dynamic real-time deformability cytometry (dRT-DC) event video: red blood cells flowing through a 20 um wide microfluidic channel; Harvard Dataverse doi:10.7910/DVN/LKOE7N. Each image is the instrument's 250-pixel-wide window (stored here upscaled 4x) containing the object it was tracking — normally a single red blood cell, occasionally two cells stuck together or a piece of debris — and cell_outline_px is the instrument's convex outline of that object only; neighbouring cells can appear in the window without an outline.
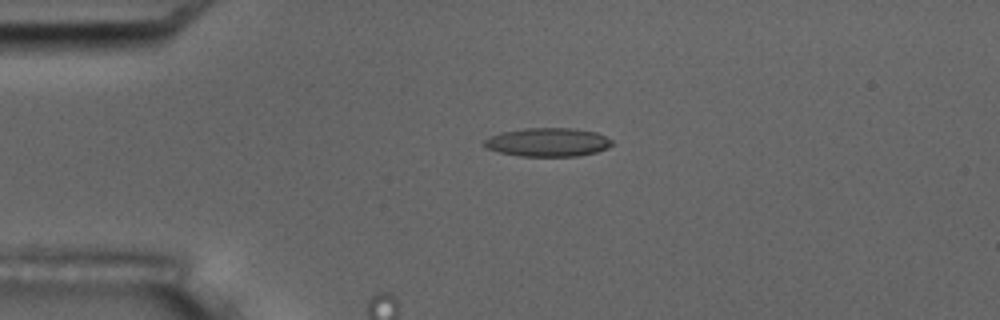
{"species": "common noctule bat (a hibernating species)", "species_latin": "Nyctalus noctula", "temperature_condition": "room temperature", "stored_images_in_passage": 6, "camera_frame_rate_fps": 3000, "um_per_image_px": 0.085, "animal": {"sex": "male", "body_mass_g": 17.5, "forearm_length_mm": 52.3}, "frame": {"image": 1, "passage_image": 3, "time_ms": 0.667, "image_size_px": [1000, 320], "cell_outline_px": [[612, 144], [608, 148], [596, 152], [580, 156], [520, 156], [500, 152], [484, 148], [484, 140], [488, 136], [500, 132], [524, 128], [576, 128], [596, 132], [612, 140]], "centroid_in_image_um": [46.54, 12.08], "position_along_channel_um": 38.5, "area_um2": 21.5}}